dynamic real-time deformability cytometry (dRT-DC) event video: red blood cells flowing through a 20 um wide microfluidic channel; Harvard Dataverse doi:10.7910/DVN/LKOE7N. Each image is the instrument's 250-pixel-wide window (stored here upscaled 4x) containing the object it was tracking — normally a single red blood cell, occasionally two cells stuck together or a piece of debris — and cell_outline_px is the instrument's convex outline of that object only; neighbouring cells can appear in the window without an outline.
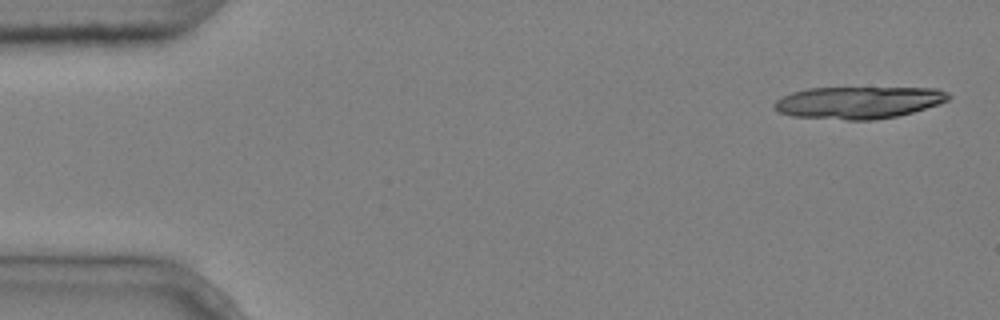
{"species": "common noctule bat (a hibernating species)", "species_latin": "Nyctalus noctula", "temperature_condition": "cold", "stored_images_in_passage": 4, "camera_frame_rate_fps": 3000, "um_per_image_px": 0.085, "animal": {"sex": "male", "body_mass_g": 20.4}, "frame": {"image": 1, "passage_image": 1, "time_ms": 0.0, "image_size_px": [1000, 320], "cell_outline_px": [[952, 96], [948, 100], [940, 104], [912, 112], [896, 116], [872, 120], [848, 120], [792, 116], [780, 112], [772, 108], [772, 104], [776, 100], [792, 92], [808, 88], [936, 88], [948, 92]], "centroid_in_image_um": [72.97, 8.71], "position_along_channel_um": 12.0, "area_um2": 32.66}}
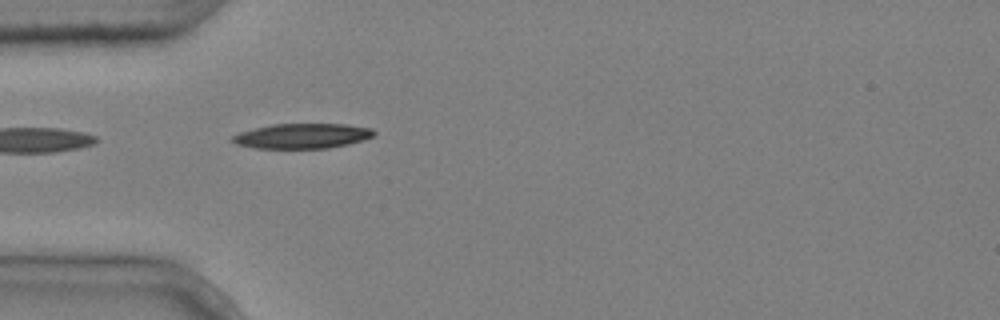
{"frame": {"image": 2, "passage_image": 4, "time_ms": 1.0, "image_size_px": [1000, 320], "cell_outline_px": [[376, 132], [372, 136], [348, 144], [328, 148], [256, 148], [236, 144], [232, 140], [232, 136], [240, 132], [272, 124], [348, 124], [372, 128]], "centroid_in_image_um": [25.7, 11.55], "position_along_channel_um": 59.3, "area_um2": 20.4}}